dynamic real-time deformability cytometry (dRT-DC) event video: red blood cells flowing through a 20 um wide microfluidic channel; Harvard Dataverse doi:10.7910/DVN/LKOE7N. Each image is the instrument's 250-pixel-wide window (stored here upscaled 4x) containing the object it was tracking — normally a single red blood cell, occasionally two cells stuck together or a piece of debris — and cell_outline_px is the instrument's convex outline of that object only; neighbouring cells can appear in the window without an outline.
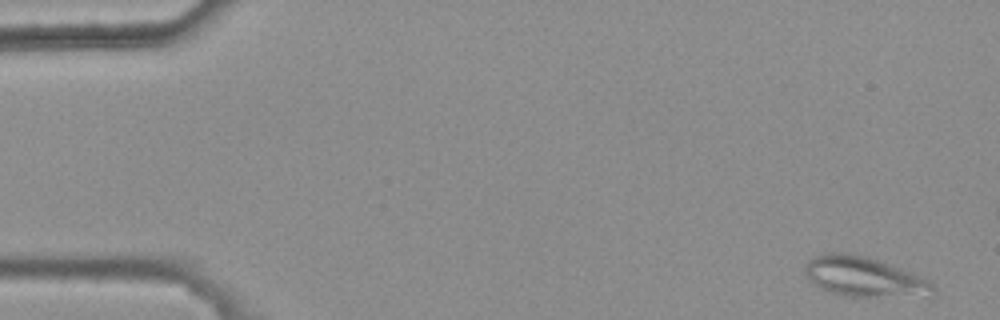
{"species": "common noctule bat (a hibernating species)", "species_latin": "Nyctalus noctula", "temperature_condition": "warm", "stored_images_in_passage": 5, "camera_frame_rate_fps": 3000, "um_per_image_px": 0.085, "animal": {"sex": "female", "body_mass_g": 25.1}, "frame": {"image": 1, "passage_image": 1, "time_ms": 0.0, "image_size_px": [1000, 320], "cell_outline_px": [[936, 288], [872, 296], [844, 296], [820, 288], [808, 280], [804, 272], [804, 264], [808, 260], [816, 256], [828, 252], [844, 252], [864, 256], [880, 260], [924, 276]], "centroid_in_image_um": [73.21, 23.43], "position_along_channel_um": 11.8, "area_um2": 28.32}}